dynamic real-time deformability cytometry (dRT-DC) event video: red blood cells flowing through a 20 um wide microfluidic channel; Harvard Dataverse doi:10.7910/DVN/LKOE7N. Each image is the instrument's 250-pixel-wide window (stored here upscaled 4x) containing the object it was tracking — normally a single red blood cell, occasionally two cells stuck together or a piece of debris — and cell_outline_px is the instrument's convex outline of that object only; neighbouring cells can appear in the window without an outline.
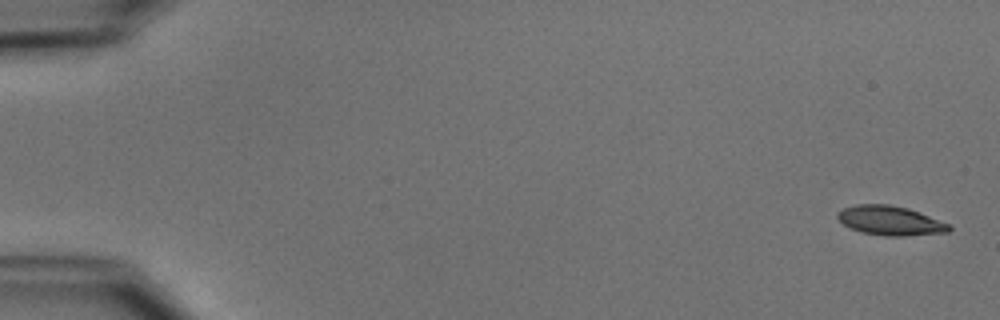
{"species": "common noctule bat (a hibernating species)", "species_latin": "Nyctalus noctula", "temperature_condition": "cold", "stored_images_in_passage": 18, "camera_frame_rate_fps": 3000, "um_per_image_px": 0.085, "animal": {"sex": "male", "body_mass_g": 15.6}, "frame": {"image": 1, "passage_image": 1, "time_ms": 0.0, "image_size_px": [1000, 320], "cell_outline_px": [[952, 228], [948, 232], [904, 236], [884, 236], [860, 232], [848, 228], [836, 216], [836, 212], [844, 208], [856, 204], [888, 204], [908, 208], [948, 224]], "centroid_in_image_um": [75.61, 18.75], "position_along_channel_um": 9.4, "area_um2": 19.02}}
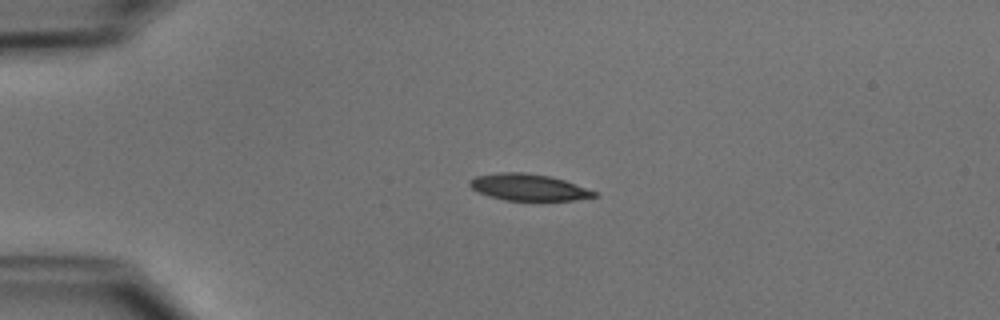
{"frame": {"image": 2, "passage_image": 12, "time_ms": 3.667, "image_size_px": [1000, 320], "cell_outline_px": [[596, 196], [576, 200], [504, 200], [488, 196], [472, 188], [468, 184], [468, 180], [476, 176], [500, 172], [524, 172], [548, 176], [564, 180], [596, 192]], "centroid_in_image_um": [44.87, 15.91], "position_along_channel_um": 40.1, "area_um2": 19.07}}